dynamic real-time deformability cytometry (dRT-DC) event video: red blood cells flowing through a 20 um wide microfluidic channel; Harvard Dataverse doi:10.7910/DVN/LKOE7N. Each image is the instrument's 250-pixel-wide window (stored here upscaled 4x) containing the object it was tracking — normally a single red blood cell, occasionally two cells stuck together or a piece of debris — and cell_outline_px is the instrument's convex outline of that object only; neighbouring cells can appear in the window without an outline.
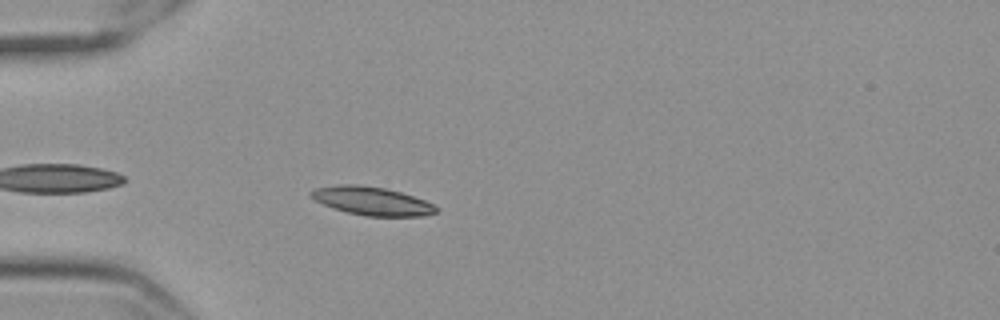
{"species": "Egyptian fruit bat (a non-hibernating species)", "species_latin": "Rousettus aegyptiacus", "temperature_condition": "cold", "stored_images_in_passage": 36, "camera_frame_rate_fps": 3000, "um_per_image_px": 0.085, "frame": {"image": 1, "passage_image": 4, "time_ms": 1.0, "image_size_px": [1000, 320], "cell_outline_px": [[436, 212], [424, 216], [364, 216], [332, 208], [308, 196], [308, 192], [316, 188], [340, 184], [356, 184], [384, 188], [400, 192], [424, 200], [432, 204], [436, 208]], "centroid_in_image_um": [31.56, 17.08], "position_along_channel_um": 53.4, "area_um2": 20.52}}
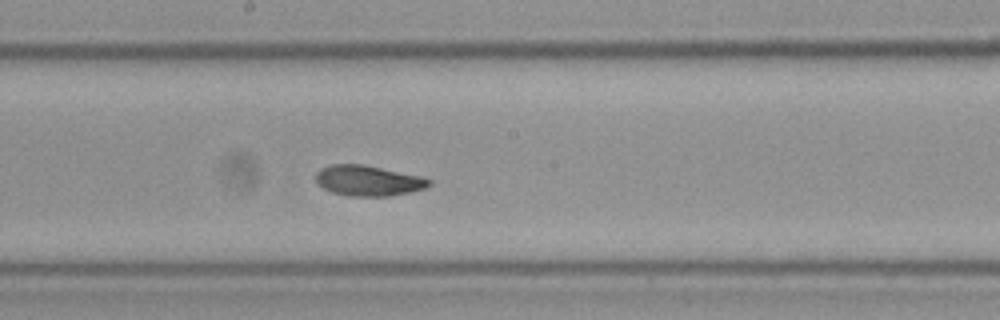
{"frame": {"image": 2, "passage_image": 19, "time_ms": 6.0, "image_size_px": [1000, 320], "cell_outline_px": [[432, 184], [424, 188], [412, 192], [388, 196], [348, 196], [332, 192], [324, 188], [316, 180], [316, 172], [320, 168], [332, 164], [364, 164], [420, 176], [432, 180]], "centroid_in_image_um": [31.31, 15.35], "position_along_channel_um": 216.9, "area_um2": 20.11}}
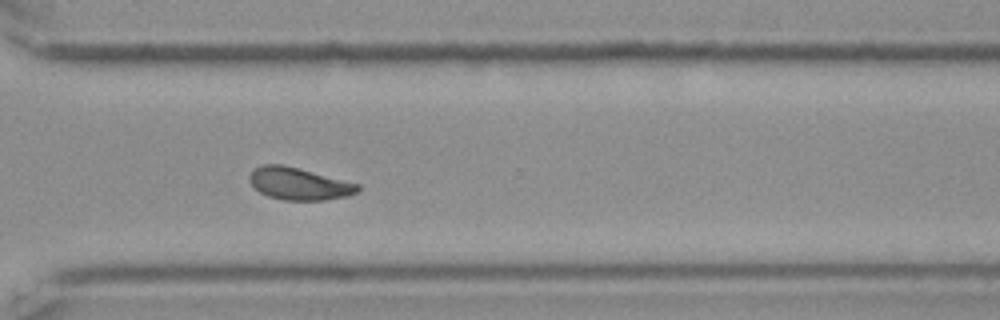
{"frame": {"image": 3, "passage_image": 30, "time_ms": 9.667, "image_size_px": [1000, 320], "cell_outline_px": [[360, 188], [356, 192], [348, 196], [324, 200], [284, 200], [268, 196], [260, 192], [248, 180], [248, 176], [260, 164], [280, 164], [360, 184]], "centroid_in_image_um": [25.4, 15.62], "position_along_channel_um": 345.2, "area_um2": 20.06}, "authors_computed_cell_mechanics": {"area_um2": 20.2011, "velocity_mm_per_s": 3.5013, "shape_relaxation_time_tau1_ms": 5.15, "shape_relaxation_time_tau2_ms": 2.7548, "deformation_change_tau1": 0.1237, "deformation_change_tau2": 0.0675}}